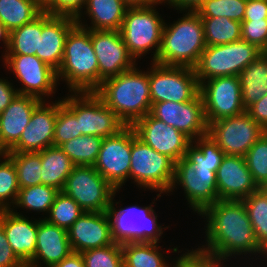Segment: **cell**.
Masks as SVG:
<instances>
[{"mask_svg": "<svg viewBox=\"0 0 267 267\" xmlns=\"http://www.w3.org/2000/svg\"><path fill=\"white\" fill-rule=\"evenodd\" d=\"M154 6L128 7L125 12L119 31L135 61L153 48L152 62H156L159 54L165 22Z\"/></svg>", "mask_w": 267, "mask_h": 267, "instance_id": "8992f818", "label": "cell"}, {"mask_svg": "<svg viewBox=\"0 0 267 267\" xmlns=\"http://www.w3.org/2000/svg\"><path fill=\"white\" fill-rule=\"evenodd\" d=\"M6 155L15 165L20 188L42 184L41 151L39 152H7Z\"/></svg>", "mask_w": 267, "mask_h": 267, "instance_id": "e575fe53", "label": "cell"}, {"mask_svg": "<svg viewBox=\"0 0 267 267\" xmlns=\"http://www.w3.org/2000/svg\"><path fill=\"white\" fill-rule=\"evenodd\" d=\"M76 25L70 16L42 12V33L39 37V59L58 71L64 56L65 40Z\"/></svg>", "mask_w": 267, "mask_h": 267, "instance_id": "603a6c76", "label": "cell"}, {"mask_svg": "<svg viewBox=\"0 0 267 267\" xmlns=\"http://www.w3.org/2000/svg\"><path fill=\"white\" fill-rule=\"evenodd\" d=\"M86 0H52L43 11L51 15L70 16L81 19Z\"/></svg>", "mask_w": 267, "mask_h": 267, "instance_id": "bcb514c9", "label": "cell"}, {"mask_svg": "<svg viewBox=\"0 0 267 267\" xmlns=\"http://www.w3.org/2000/svg\"><path fill=\"white\" fill-rule=\"evenodd\" d=\"M244 158L259 186L267 178V131L250 147Z\"/></svg>", "mask_w": 267, "mask_h": 267, "instance_id": "b9f144b4", "label": "cell"}, {"mask_svg": "<svg viewBox=\"0 0 267 267\" xmlns=\"http://www.w3.org/2000/svg\"><path fill=\"white\" fill-rule=\"evenodd\" d=\"M41 102L34 96L18 94L0 114V143L6 151L19 141L34 109Z\"/></svg>", "mask_w": 267, "mask_h": 267, "instance_id": "484cf974", "label": "cell"}, {"mask_svg": "<svg viewBox=\"0 0 267 267\" xmlns=\"http://www.w3.org/2000/svg\"><path fill=\"white\" fill-rule=\"evenodd\" d=\"M116 189L93 167L74 166L62 192L84 212H107Z\"/></svg>", "mask_w": 267, "mask_h": 267, "instance_id": "7c38bea8", "label": "cell"}, {"mask_svg": "<svg viewBox=\"0 0 267 267\" xmlns=\"http://www.w3.org/2000/svg\"><path fill=\"white\" fill-rule=\"evenodd\" d=\"M13 208L0 210V223L7 240L22 263H30L35 256L37 242V220L30 221Z\"/></svg>", "mask_w": 267, "mask_h": 267, "instance_id": "cb8c5ba5", "label": "cell"}, {"mask_svg": "<svg viewBox=\"0 0 267 267\" xmlns=\"http://www.w3.org/2000/svg\"><path fill=\"white\" fill-rule=\"evenodd\" d=\"M83 212L74 199L60 191L50 207L49 216L44 219L51 224L68 230Z\"/></svg>", "mask_w": 267, "mask_h": 267, "instance_id": "74e56055", "label": "cell"}, {"mask_svg": "<svg viewBox=\"0 0 267 267\" xmlns=\"http://www.w3.org/2000/svg\"><path fill=\"white\" fill-rule=\"evenodd\" d=\"M51 267H85V264L81 253L71 252L60 263H57Z\"/></svg>", "mask_w": 267, "mask_h": 267, "instance_id": "f5cc1de1", "label": "cell"}, {"mask_svg": "<svg viewBox=\"0 0 267 267\" xmlns=\"http://www.w3.org/2000/svg\"><path fill=\"white\" fill-rule=\"evenodd\" d=\"M241 39L255 44L261 50L267 43V19L243 20Z\"/></svg>", "mask_w": 267, "mask_h": 267, "instance_id": "ee69618b", "label": "cell"}, {"mask_svg": "<svg viewBox=\"0 0 267 267\" xmlns=\"http://www.w3.org/2000/svg\"><path fill=\"white\" fill-rule=\"evenodd\" d=\"M9 37H10V32L0 22V40L3 41L4 45L6 46V48H5L6 53H7L8 47H9Z\"/></svg>", "mask_w": 267, "mask_h": 267, "instance_id": "11a10c76", "label": "cell"}, {"mask_svg": "<svg viewBox=\"0 0 267 267\" xmlns=\"http://www.w3.org/2000/svg\"><path fill=\"white\" fill-rule=\"evenodd\" d=\"M4 65L11 70L23 87L18 94L34 96L42 101L55 94L57 71L41 61L36 55H3Z\"/></svg>", "mask_w": 267, "mask_h": 267, "instance_id": "9a60e30c", "label": "cell"}, {"mask_svg": "<svg viewBox=\"0 0 267 267\" xmlns=\"http://www.w3.org/2000/svg\"><path fill=\"white\" fill-rule=\"evenodd\" d=\"M18 267H36V266H34V265H32V264H30V263H22L20 266H18Z\"/></svg>", "mask_w": 267, "mask_h": 267, "instance_id": "94428289", "label": "cell"}, {"mask_svg": "<svg viewBox=\"0 0 267 267\" xmlns=\"http://www.w3.org/2000/svg\"><path fill=\"white\" fill-rule=\"evenodd\" d=\"M261 54L267 59V43H266V45L261 49Z\"/></svg>", "mask_w": 267, "mask_h": 267, "instance_id": "680465c9", "label": "cell"}, {"mask_svg": "<svg viewBox=\"0 0 267 267\" xmlns=\"http://www.w3.org/2000/svg\"><path fill=\"white\" fill-rule=\"evenodd\" d=\"M224 156V152L208 134L196 138L188 147L185 158L175 163L169 192L177 188L176 183L182 186L191 209L201 214L218 201L216 172Z\"/></svg>", "mask_w": 267, "mask_h": 267, "instance_id": "7a4b0ae2", "label": "cell"}, {"mask_svg": "<svg viewBox=\"0 0 267 267\" xmlns=\"http://www.w3.org/2000/svg\"><path fill=\"white\" fill-rule=\"evenodd\" d=\"M258 189L267 194V178L258 186Z\"/></svg>", "mask_w": 267, "mask_h": 267, "instance_id": "6f0895ef", "label": "cell"}, {"mask_svg": "<svg viewBox=\"0 0 267 267\" xmlns=\"http://www.w3.org/2000/svg\"><path fill=\"white\" fill-rule=\"evenodd\" d=\"M161 247L153 242L123 243L124 267H169L165 255L159 250Z\"/></svg>", "mask_w": 267, "mask_h": 267, "instance_id": "f546056e", "label": "cell"}, {"mask_svg": "<svg viewBox=\"0 0 267 267\" xmlns=\"http://www.w3.org/2000/svg\"><path fill=\"white\" fill-rule=\"evenodd\" d=\"M18 95L17 89L6 79L0 78V114L9 106Z\"/></svg>", "mask_w": 267, "mask_h": 267, "instance_id": "f907efd6", "label": "cell"}, {"mask_svg": "<svg viewBox=\"0 0 267 267\" xmlns=\"http://www.w3.org/2000/svg\"><path fill=\"white\" fill-rule=\"evenodd\" d=\"M41 33L42 13L33 21L10 32L9 47L4 55H36L39 58Z\"/></svg>", "mask_w": 267, "mask_h": 267, "instance_id": "4dcf8cb0", "label": "cell"}, {"mask_svg": "<svg viewBox=\"0 0 267 267\" xmlns=\"http://www.w3.org/2000/svg\"><path fill=\"white\" fill-rule=\"evenodd\" d=\"M137 137L160 154L171 158L175 163L185 158L192 140L175 127L148 113L133 125Z\"/></svg>", "mask_w": 267, "mask_h": 267, "instance_id": "d6986e66", "label": "cell"}, {"mask_svg": "<svg viewBox=\"0 0 267 267\" xmlns=\"http://www.w3.org/2000/svg\"><path fill=\"white\" fill-rule=\"evenodd\" d=\"M204 26L195 11H188L171 25L164 24L157 64L195 68L205 50Z\"/></svg>", "mask_w": 267, "mask_h": 267, "instance_id": "277c9868", "label": "cell"}, {"mask_svg": "<svg viewBox=\"0 0 267 267\" xmlns=\"http://www.w3.org/2000/svg\"><path fill=\"white\" fill-rule=\"evenodd\" d=\"M245 109L267 94V59L258 55L239 75Z\"/></svg>", "mask_w": 267, "mask_h": 267, "instance_id": "83f0119b", "label": "cell"}, {"mask_svg": "<svg viewBox=\"0 0 267 267\" xmlns=\"http://www.w3.org/2000/svg\"><path fill=\"white\" fill-rule=\"evenodd\" d=\"M246 112L258 123L265 131H267V94L260 100L250 105Z\"/></svg>", "mask_w": 267, "mask_h": 267, "instance_id": "c3c4849f", "label": "cell"}, {"mask_svg": "<svg viewBox=\"0 0 267 267\" xmlns=\"http://www.w3.org/2000/svg\"><path fill=\"white\" fill-rule=\"evenodd\" d=\"M3 158L0 159V210H9L11 204L14 208L20 187L15 165L7 155Z\"/></svg>", "mask_w": 267, "mask_h": 267, "instance_id": "f35d334b", "label": "cell"}, {"mask_svg": "<svg viewBox=\"0 0 267 267\" xmlns=\"http://www.w3.org/2000/svg\"><path fill=\"white\" fill-rule=\"evenodd\" d=\"M206 46H216L241 40V22L227 17H201Z\"/></svg>", "mask_w": 267, "mask_h": 267, "instance_id": "d6a6232c", "label": "cell"}, {"mask_svg": "<svg viewBox=\"0 0 267 267\" xmlns=\"http://www.w3.org/2000/svg\"><path fill=\"white\" fill-rule=\"evenodd\" d=\"M91 43L98 61V88L104 80L136 66L119 30H91Z\"/></svg>", "mask_w": 267, "mask_h": 267, "instance_id": "e0dca14e", "label": "cell"}, {"mask_svg": "<svg viewBox=\"0 0 267 267\" xmlns=\"http://www.w3.org/2000/svg\"><path fill=\"white\" fill-rule=\"evenodd\" d=\"M131 164L129 178L138 186L148 190L169 193L175 170V162L160 154L140 140L137 135L131 139Z\"/></svg>", "mask_w": 267, "mask_h": 267, "instance_id": "ba28073f", "label": "cell"}, {"mask_svg": "<svg viewBox=\"0 0 267 267\" xmlns=\"http://www.w3.org/2000/svg\"><path fill=\"white\" fill-rule=\"evenodd\" d=\"M42 9H44L52 0H34Z\"/></svg>", "mask_w": 267, "mask_h": 267, "instance_id": "9f6ffc18", "label": "cell"}, {"mask_svg": "<svg viewBox=\"0 0 267 267\" xmlns=\"http://www.w3.org/2000/svg\"><path fill=\"white\" fill-rule=\"evenodd\" d=\"M22 262L14 254L0 223V267H18Z\"/></svg>", "mask_w": 267, "mask_h": 267, "instance_id": "7dc6e473", "label": "cell"}, {"mask_svg": "<svg viewBox=\"0 0 267 267\" xmlns=\"http://www.w3.org/2000/svg\"><path fill=\"white\" fill-rule=\"evenodd\" d=\"M103 138L96 135H81L64 142L59 147L75 166H93L101 149Z\"/></svg>", "mask_w": 267, "mask_h": 267, "instance_id": "836d02e7", "label": "cell"}, {"mask_svg": "<svg viewBox=\"0 0 267 267\" xmlns=\"http://www.w3.org/2000/svg\"><path fill=\"white\" fill-rule=\"evenodd\" d=\"M54 146L59 147L64 142L81 136L77 117L58 100V113L54 128Z\"/></svg>", "mask_w": 267, "mask_h": 267, "instance_id": "7bdbcfd3", "label": "cell"}, {"mask_svg": "<svg viewBox=\"0 0 267 267\" xmlns=\"http://www.w3.org/2000/svg\"><path fill=\"white\" fill-rule=\"evenodd\" d=\"M59 192L56 188L44 184L20 188L15 207L26 208L29 211L47 212L48 214Z\"/></svg>", "mask_w": 267, "mask_h": 267, "instance_id": "8d00e7d4", "label": "cell"}, {"mask_svg": "<svg viewBox=\"0 0 267 267\" xmlns=\"http://www.w3.org/2000/svg\"><path fill=\"white\" fill-rule=\"evenodd\" d=\"M62 102L77 117L82 135L106 138L126 126L95 92H74Z\"/></svg>", "mask_w": 267, "mask_h": 267, "instance_id": "30bf717a", "label": "cell"}, {"mask_svg": "<svg viewBox=\"0 0 267 267\" xmlns=\"http://www.w3.org/2000/svg\"><path fill=\"white\" fill-rule=\"evenodd\" d=\"M45 101L34 109L19 141L7 152H39L54 146L58 101L52 104Z\"/></svg>", "mask_w": 267, "mask_h": 267, "instance_id": "44dd1931", "label": "cell"}, {"mask_svg": "<svg viewBox=\"0 0 267 267\" xmlns=\"http://www.w3.org/2000/svg\"><path fill=\"white\" fill-rule=\"evenodd\" d=\"M41 166L42 184L62 191L75 165L60 147L52 146L41 151Z\"/></svg>", "mask_w": 267, "mask_h": 267, "instance_id": "f1b7e54d", "label": "cell"}, {"mask_svg": "<svg viewBox=\"0 0 267 267\" xmlns=\"http://www.w3.org/2000/svg\"><path fill=\"white\" fill-rule=\"evenodd\" d=\"M71 252L73 251L66 229L51 224L44 218L37 220L36 251L30 264L42 267L41 263H44L43 265H46L44 267H51L60 263ZM38 261L40 262L39 266Z\"/></svg>", "mask_w": 267, "mask_h": 267, "instance_id": "d4e9b609", "label": "cell"}, {"mask_svg": "<svg viewBox=\"0 0 267 267\" xmlns=\"http://www.w3.org/2000/svg\"><path fill=\"white\" fill-rule=\"evenodd\" d=\"M242 201L258 244L267 253V194L258 189Z\"/></svg>", "mask_w": 267, "mask_h": 267, "instance_id": "d590c367", "label": "cell"}, {"mask_svg": "<svg viewBox=\"0 0 267 267\" xmlns=\"http://www.w3.org/2000/svg\"><path fill=\"white\" fill-rule=\"evenodd\" d=\"M95 93L126 126L151 112L149 71L136 66L104 80Z\"/></svg>", "mask_w": 267, "mask_h": 267, "instance_id": "3957f363", "label": "cell"}, {"mask_svg": "<svg viewBox=\"0 0 267 267\" xmlns=\"http://www.w3.org/2000/svg\"><path fill=\"white\" fill-rule=\"evenodd\" d=\"M150 113L167 125L175 127L192 141L208 134L204 102L200 93L189 102L154 103Z\"/></svg>", "mask_w": 267, "mask_h": 267, "instance_id": "ac0fdd59", "label": "cell"}, {"mask_svg": "<svg viewBox=\"0 0 267 267\" xmlns=\"http://www.w3.org/2000/svg\"><path fill=\"white\" fill-rule=\"evenodd\" d=\"M85 267H124L122 244L113 243L81 253Z\"/></svg>", "mask_w": 267, "mask_h": 267, "instance_id": "60d3db41", "label": "cell"}, {"mask_svg": "<svg viewBox=\"0 0 267 267\" xmlns=\"http://www.w3.org/2000/svg\"><path fill=\"white\" fill-rule=\"evenodd\" d=\"M266 131L245 111L208 124V135L225 155L244 157Z\"/></svg>", "mask_w": 267, "mask_h": 267, "instance_id": "4fadbf2b", "label": "cell"}, {"mask_svg": "<svg viewBox=\"0 0 267 267\" xmlns=\"http://www.w3.org/2000/svg\"><path fill=\"white\" fill-rule=\"evenodd\" d=\"M200 215L207 219V244L198 248L201 251L211 254L220 262H226L232 255H267L258 244L242 200H218Z\"/></svg>", "mask_w": 267, "mask_h": 267, "instance_id": "6da1fadb", "label": "cell"}, {"mask_svg": "<svg viewBox=\"0 0 267 267\" xmlns=\"http://www.w3.org/2000/svg\"><path fill=\"white\" fill-rule=\"evenodd\" d=\"M65 80L70 92L98 89V61L91 43V30L75 25L67 34L57 79Z\"/></svg>", "mask_w": 267, "mask_h": 267, "instance_id": "5b68a950", "label": "cell"}, {"mask_svg": "<svg viewBox=\"0 0 267 267\" xmlns=\"http://www.w3.org/2000/svg\"><path fill=\"white\" fill-rule=\"evenodd\" d=\"M267 19V0H247L243 20Z\"/></svg>", "mask_w": 267, "mask_h": 267, "instance_id": "681fc988", "label": "cell"}, {"mask_svg": "<svg viewBox=\"0 0 267 267\" xmlns=\"http://www.w3.org/2000/svg\"><path fill=\"white\" fill-rule=\"evenodd\" d=\"M207 123L236 116L246 111L242 104L238 76L216 77L200 84Z\"/></svg>", "mask_w": 267, "mask_h": 267, "instance_id": "2e32d148", "label": "cell"}, {"mask_svg": "<svg viewBox=\"0 0 267 267\" xmlns=\"http://www.w3.org/2000/svg\"><path fill=\"white\" fill-rule=\"evenodd\" d=\"M136 135L132 126H125L116 135L103 138L93 167L116 189L129 178L131 139Z\"/></svg>", "mask_w": 267, "mask_h": 267, "instance_id": "5bb4252c", "label": "cell"}, {"mask_svg": "<svg viewBox=\"0 0 267 267\" xmlns=\"http://www.w3.org/2000/svg\"><path fill=\"white\" fill-rule=\"evenodd\" d=\"M128 7L123 0H86L85 14L92 25L82 24L81 19H76V24L87 30H120Z\"/></svg>", "mask_w": 267, "mask_h": 267, "instance_id": "4316f807", "label": "cell"}, {"mask_svg": "<svg viewBox=\"0 0 267 267\" xmlns=\"http://www.w3.org/2000/svg\"><path fill=\"white\" fill-rule=\"evenodd\" d=\"M129 7L150 6L163 3V0H123Z\"/></svg>", "mask_w": 267, "mask_h": 267, "instance_id": "db71d44e", "label": "cell"}, {"mask_svg": "<svg viewBox=\"0 0 267 267\" xmlns=\"http://www.w3.org/2000/svg\"><path fill=\"white\" fill-rule=\"evenodd\" d=\"M206 0H163L164 3L180 11H196ZM187 10V11H186Z\"/></svg>", "mask_w": 267, "mask_h": 267, "instance_id": "816d5d0a", "label": "cell"}, {"mask_svg": "<svg viewBox=\"0 0 267 267\" xmlns=\"http://www.w3.org/2000/svg\"><path fill=\"white\" fill-rule=\"evenodd\" d=\"M7 151L2 147L0 143V156L2 157L3 155H6Z\"/></svg>", "mask_w": 267, "mask_h": 267, "instance_id": "91938a15", "label": "cell"}, {"mask_svg": "<svg viewBox=\"0 0 267 267\" xmlns=\"http://www.w3.org/2000/svg\"><path fill=\"white\" fill-rule=\"evenodd\" d=\"M151 63L149 87L152 105L159 102H189L200 93L193 68Z\"/></svg>", "mask_w": 267, "mask_h": 267, "instance_id": "8fae6325", "label": "cell"}, {"mask_svg": "<svg viewBox=\"0 0 267 267\" xmlns=\"http://www.w3.org/2000/svg\"><path fill=\"white\" fill-rule=\"evenodd\" d=\"M113 194L108 214L111 220L112 237L115 243L153 242L158 243L163 234L162 225L157 224V217L153 206H129L119 208L114 206Z\"/></svg>", "mask_w": 267, "mask_h": 267, "instance_id": "9c48e42d", "label": "cell"}, {"mask_svg": "<svg viewBox=\"0 0 267 267\" xmlns=\"http://www.w3.org/2000/svg\"><path fill=\"white\" fill-rule=\"evenodd\" d=\"M247 0H206L195 11L200 17H227L242 22Z\"/></svg>", "mask_w": 267, "mask_h": 267, "instance_id": "ab89813d", "label": "cell"}, {"mask_svg": "<svg viewBox=\"0 0 267 267\" xmlns=\"http://www.w3.org/2000/svg\"><path fill=\"white\" fill-rule=\"evenodd\" d=\"M218 200H243L258 190L245 158L225 155L216 172Z\"/></svg>", "mask_w": 267, "mask_h": 267, "instance_id": "7402d4cb", "label": "cell"}, {"mask_svg": "<svg viewBox=\"0 0 267 267\" xmlns=\"http://www.w3.org/2000/svg\"><path fill=\"white\" fill-rule=\"evenodd\" d=\"M67 234L72 251L78 253L114 243L108 212H83Z\"/></svg>", "mask_w": 267, "mask_h": 267, "instance_id": "ffe728a7", "label": "cell"}, {"mask_svg": "<svg viewBox=\"0 0 267 267\" xmlns=\"http://www.w3.org/2000/svg\"><path fill=\"white\" fill-rule=\"evenodd\" d=\"M261 54L255 45L244 40L228 44L206 46L194 70L199 85L208 79L225 76H238Z\"/></svg>", "mask_w": 267, "mask_h": 267, "instance_id": "52a82bcc", "label": "cell"}, {"mask_svg": "<svg viewBox=\"0 0 267 267\" xmlns=\"http://www.w3.org/2000/svg\"><path fill=\"white\" fill-rule=\"evenodd\" d=\"M174 265L171 267H224L223 262L221 263L216 257L211 254H207L200 249L182 254L175 261ZM170 267V265H169Z\"/></svg>", "mask_w": 267, "mask_h": 267, "instance_id": "f6af8a7d", "label": "cell"}, {"mask_svg": "<svg viewBox=\"0 0 267 267\" xmlns=\"http://www.w3.org/2000/svg\"><path fill=\"white\" fill-rule=\"evenodd\" d=\"M42 12L34 0H0V22L9 32L33 21Z\"/></svg>", "mask_w": 267, "mask_h": 267, "instance_id": "1f68e13d", "label": "cell"}]
</instances>
